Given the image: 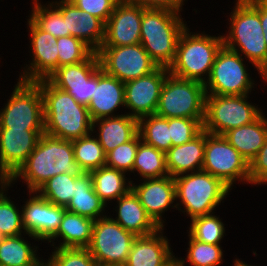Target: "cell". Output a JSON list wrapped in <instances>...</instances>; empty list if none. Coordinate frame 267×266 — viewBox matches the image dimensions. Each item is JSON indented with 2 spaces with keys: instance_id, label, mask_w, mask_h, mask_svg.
Returning a JSON list of instances; mask_svg holds the SVG:
<instances>
[{
  "instance_id": "cell-41",
  "label": "cell",
  "mask_w": 267,
  "mask_h": 266,
  "mask_svg": "<svg viewBox=\"0 0 267 266\" xmlns=\"http://www.w3.org/2000/svg\"><path fill=\"white\" fill-rule=\"evenodd\" d=\"M141 138L137 133L130 141L118 145L115 149L106 154L105 166L117 169L126 173H132L138 145Z\"/></svg>"
},
{
  "instance_id": "cell-36",
  "label": "cell",
  "mask_w": 267,
  "mask_h": 266,
  "mask_svg": "<svg viewBox=\"0 0 267 266\" xmlns=\"http://www.w3.org/2000/svg\"><path fill=\"white\" fill-rule=\"evenodd\" d=\"M31 1L32 6L28 17L41 30L52 34L56 38L70 36V32H66V21L51 2L48 1V3L43 4L41 0Z\"/></svg>"
},
{
  "instance_id": "cell-32",
  "label": "cell",
  "mask_w": 267,
  "mask_h": 266,
  "mask_svg": "<svg viewBox=\"0 0 267 266\" xmlns=\"http://www.w3.org/2000/svg\"><path fill=\"white\" fill-rule=\"evenodd\" d=\"M136 172L141 180L168 176L165 152L141 141L132 168L134 175Z\"/></svg>"
},
{
  "instance_id": "cell-40",
  "label": "cell",
  "mask_w": 267,
  "mask_h": 266,
  "mask_svg": "<svg viewBox=\"0 0 267 266\" xmlns=\"http://www.w3.org/2000/svg\"><path fill=\"white\" fill-rule=\"evenodd\" d=\"M58 68L85 61L94 51L74 36L57 38Z\"/></svg>"
},
{
  "instance_id": "cell-48",
  "label": "cell",
  "mask_w": 267,
  "mask_h": 266,
  "mask_svg": "<svg viewBox=\"0 0 267 266\" xmlns=\"http://www.w3.org/2000/svg\"><path fill=\"white\" fill-rule=\"evenodd\" d=\"M40 256L41 257L38 256L35 260H33L31 263L25 266H51V262L49 258L45 260L42 257L43 255H40Z\"/></svg>"
},
{
  "instance_id": "cell-12",
  "label": "cell",
  "mask_w": 267,
  "mask_h": 266,
  "mask_svg": "<svg viewBox=\"0 0 267 266\" xmlns=\"http://www.w3.org/2000/svg\"><path fill=\"white\" fill-rule=\"evenodd\" d=\"M136 237L106 214L94 221L87 249L98 266H125Z\"/></svg>"
},
{
  "instance_id": "cell-42",
  "label": "cell",
  "mask_w": 267,
  "mask_h": 266,
  "mask_svg": "<svg viewBox=\"0 0 267 266\" xmlns=\"http://www.w3.org/2000/svg\"><path fill=\"white\" fill-rule=\"evenodd\" d=\"M52 248L51 266H98L87 248Z\"/></svg>"
},
{
  "instance_id": "cell-2",
  "label": "cell",
  "mask_w": 267,
  "mask_h": 266,
  "mask_svg": "<svg viewBox=\"0 0 267 266\" xmlns=\"http://www.w3.org/2000/svg\"><path fill=\"white\" fill-rule=\"evenodd\" d=\"M227 15L228 31L223 44L243 56L267 83V46L259 15V0H235ZM230 17V18H229Z\"/></svg>"
},
{
  "instance_id": "cell-37",
  "label": "cell",
  "mask_w": 267,
  "mask_h": 266,
  "mask_svg": "<svg viewBox=\"0 0 267 266\" xmlns=\"http://www.w3.org/2000/svg\"><path fill=\"white\" fill-rule=\"evenodd\" d=\"M188 239L186 258L178 257L181 266H187V263L191 266H220L223 264L224 250L221 244L199 242L189 234Z\"/></svg>"
},
{
  "instance_id": "cell-25",
  "label": "cell",
  "mask_w": 267,
  "mask_h": 266,
  "mask_svg": "<svg viewBox=\"0 0 267 266\" xmlns=\"http://www.w3.org/2000/svg\"><path fill=\"white\" fill-rule=\"evenodd\" d=\"M206 145V131L202 130L190 142L172 146L166 153V168L169 176L201 171Z\"/></svg>"
},
{
  "instance_id": "cell-6",
  "label": "cell",
  "mask_w": 267,
  "mask_h": 266,
  "mask_svg": "<svg viewBox=\"0 0 267 266\" xmlns=\"http://www.w3.org/2000/svg\"><path fill=\"white\" fill-rule=\"evenodd\" d=\"M174 180L177 210L190 220L214 213L232 191L220 178L203 170L176 176Z\"/></svg>"
},
{
  "instance_id": "cell-29",
  "label": "cell",
  "mask_w": 267,
  "mask_h": 266,
  "mask_svg": "<svg viewBox=\"0 0 267 266\" xmlns=\"http://www.w3.org/2000/svg\"><path fill=\"white\" fill-rule=\"evenodd\" d=\"M106 208L107 205L93 189L91 174L84 172L80 177H76L74 196L66 210L95 221L106 216Z\"/></svg>"
},
{
  "instance_id": "cell-17",
  "label": "cell",
  "mask_w": 267,
  "mask_h": 266,
  "mask_svg": "<svg viewBox=\"0 0 267 266\" xmlns=\"http://www.w3.org/2000/svg\"><path fill=\"white\" fill-rule=\"evenodd\" d=\"M29 198L21 206L22 225L27 234L46 243L58 230L65 207L52 204L37 192H28Z\"/></svg>"
},
{
  "instance_id": "cell-3",
  "label": "cell",
  "mask_w": 267,
  "mask_h": 266,
  "mask_svg": "<svg viewBox=\"0 0 267 266\" xmlns=\"http://www.w3.org/2000/svg\"><path fill=\"white\" fill-rule=\"evenodd\" d=\"M43 97L44 131L46 134L75 140L92 132L93 120L88 108L70 94L53 86L47 79L35 81Z\"/></svg>"
},
{
  "instance_id": "cell-44",
  "label": "cell",
  "mask_w": 267,
  "mask_h": 266,
  "mask_svg": "<svg viewBox=\"0 0 267 266\" xmlns=\"http://www.w3.org/2000/svg\"><path fill=\"white\" fill-rule=\"evenodd\" d=\"M77 8L107 22L120 0H69Z\"/></svg>"
},
{
  "instance_id": "cell-43",
  "label": "cell",
  "mask_w": 267,
  "mask_h": 266,
  "mask_svg": "<svg viewBox=\"0 0 267 266\" xmlns=\"http://www.w3.org/2000/svg\"><path fill=\"white\" fill-rule=\"evenodd\" d=\"M172 146L190 142L202 130L203 124L198 119L192 118H168Z\"/></svg>"
},
{
  "instance_id": "cell-34",
  "label": "cell",
  "mask_w": 267,
  "mask_h": 266,
  "mask_svg": "<svg viewBox=\"0 0 267 266\" xmlns=\"http://www.w3.org/2000/svg\"><path fill=\"white\" fill-rule=\"evenodd\" d=\"M9 188L12 187L7 181H0V237L26 233L22 225V209L8 196Z\"/></svg>"
},
{
  "instance_id": "cell-16",
  "label": "cell",
  "mask_w": 267,
  "mask_h": 266,
  "mask_svg": "<svg viewBox=\"0 0 267 266\" xmlns=\"http://www.w3.org/2000/svg\"><path fill=\"white\" fill-rule=\"evenodd\" d=\"M169 74L166 67L124 83L125 109L128 115L140 119L156 113L163 83Z\"/></svg>"
},
{
  "instance_id": "cell-28",
  "label": "cell",
  "mask_w": 267,
  "mask_h": 266,
  "mask_svg": "<svg viewBox=\"0 0 267 266\" xmlns=\"http://www.w3.org/2000/svg\"><path fill=\"white\" fill-rule=\"evenodd\" d=\"M263 113L253 123L227 131L223 136L248 161L256 156L267 137V116Z\"/></svg>"
},
{
  "instance_id": "cell-45",
  "label": "cell",
  "mask_w": 267,
  "mask_h": 266,
  "mask_svg": "<svg viewBox=\"0 0 267 266\" xmlns=\"http://www.w3.org/2000/svg\"><path fill=\"white\" fill-rule=\"evenodd\" d=\"M249 177L251 185L267 184V137L265 144L249 163Z\"/></svg>"
},
{
  "instance_id": "cell-1",
  "label": "cell",
  "mask_w": 267,
  "mask_h": 266,
  "mask_svg": "<svg viewBox=\"0 0 267 266\" xmlns=\"http://www.w3.org/2000/svg\"><path fill=\"white\" fill-rule=\"evenodd\" d=\"M64 173L73 177L84 173L75 160L72 141L43 133L24 164L7 182L13 187L21 179L28 192H36L50 178Z\"/></svg>"
},
{
  "instance_id": "cell-5",
  "label": "cell",
  "mask_w": 267,
  "mask_h": 266,
  "mask_svg": "<svg viewBox=\"0 0 267 266\" xmlns=\"http://www.w3.org/2000/svg\"><path fill=\"white\" fill-rule=\"evenodd\" d=\"M190 25L180 34L174 62L169 66V73L183 79L205 84L216 55L223 44L222 35H210L205 31L190 32Z\"/></svg>"
},
{
  "instance_id": "cell-23",
  "label": "cell",
  "mask_w": 267,
  "mask_h": 266,
  "mask_svg": "<svg viewBox=\"0 0 267 266\" xmlns=\"http://www.w3.org/2000/svg\"><path fill=\"white\" fill-rule=\"evenodd\" d=\"M164 229L160 228L153 234L136 237L125 266L166 265L175 255L170 241L164 235Z\"/></svg>"
},
{
  "instance_id": "cell-14",
  "label": "cell",
  "mask_w": 267,
  "mask_h": 266,
  "mask_svg": "<svg viewBox=\"0 0 267 266\" xmlns=\"http://www.w3.org/2000/svg\"><path fill=\"white\" fill-rule=\"evenodd\" d=\"M30 53L29 64L24 65L19 80L37 81L46 79L58 68L57 38L41 30L30 18H27Z\"/></svg>"
},
{
  "instance_id": "cell-35",
  "label": "cell",
  "mask_w": 267,
  "mask_h": 266,
  "mask_svg": "<svg viewBox=\"0 0 267 266\" xmlns=\"http://www.w3.org/2000/svg\"><path fill=\"white\" fill-rule=\"evenodd\" d=\"M74 157L85 173H90L106 163V154L94 133L72 140Z\"/></svg>"
},
{
  "instance_id": "cell-27",
  "label": "cell",
  "mask_w": 267,
  "mask_h": 266,
  "mask_svg": "<svg viewBox=\"0 0 267 266\" xmlns=\"http://www.w3.org/2000/svg\"><path fill=\"white\" fill-rule=\"evenodd\" d=\"M93 224V219L65 210L57 232L46 243L55 248H87L92 240Z\"/></svg>"
},
{
  "instance_id": "cell-20",
  "label": "cell",
  "mask_w": 267,
  "mask_h": 266,
  "mask_svg": "<svg viewBox=\"0 0 267 266\" xmlns=\"http://www.w3.org/2000/svg\"><path fill=\"white\" fill-rule=\"evenodd\" d=\"M44 130L0 128V181H8L35 149Z\"/></svg>"
},
{
  "instance_id": "cell-49",
  "label": "cell",
  "mask_w": 267,
  "mask_h": 266,
  "mask_svg": "<svg viewBox=\"0 0 267 266\" xmlns=\"http://www.w3.org/2000/svg\"><path fill=\"white\" fill-rule=\"evenodd\" d=\"M234 265L233 266H255L253 264H247V262L245 263V261L241 260V258H235L233 261ZM257 266V265H256Z\"/></svg>"
},
{
  "instance_id": "cell-31",
  "label": "cell",
  "mask_w": 267,
  "mask_h": 266,
  "mask_svg": "<svg viewBox=\"0 0 267 266\" xmlns=\"http://www.w3.org/2000/svg\"><path fill=\"white\" fill-rule=\"evenodd\" d=\"M25 236L39 242L27 233L15 237H0V266H25L40 256L39 244H31Z\"/></svg>"
},
{
  "instance_id": "cell-10",
  "label": "cell",
  "mask_w": 267,
  "mask_h": 266,
  "mask_svg": "<svg viewBox=\"0 0 267 266\" xmlns=\"http://www.w3.org/2000/svg\"><path fill=\"white\" fill-rule=\"evenodd\" d=\"M245 61L243 56L223 45L204 84L206 95H246L255 91L257 83Z\"/></svg>"
},
{
  "instance_id": "cell-33",
  "label": "cell",
  "mask_w": 267,
  "mask_h": 266,
  "mask_svg": "<svg viewBox=\"0 0 267 266\" xmlns=\"http://www.w3.org/2000/svg\"><path fill=\"white\" fill-rule=\"evenodd\" d=\"M138 134L142 142L165 153L172 147L168 118L156 114L141 117L138 119Z\"/></svg>"
},
{
  "instance_id": "cell-38",
  "label": "cell",
  "mask_w": 267,
  "mask_h": 266,
  "mask_svg": "<svg viewBox=\"0 0 267 266\" xmlns=\"http://www.w3.org/2000/svg\"><path fill=\"white\" fill-rule=\"evenodd\" d=\"M215 213L191 219L187 233L199 242L220 244L226 236V228L223 219Z\"/></svg>"
},
{
  "instance_id": "cell-13",
  "label": "cell",
  "mask_w": 267,
  "mask_h": 266,
  "mask_svg": "<svg viewBox=\"0 0 267 266\" xmlns=\"http://www.w3.org/2000/svg\"><path fill=\"white\" fill-rule=\"evenodd\" d=\"M100 68L121 82L146 76L158 68L140 43L128 46L100 47Z\"/></svg>"
},
{
  "instance_id": "cell-11",
  "label": "cell",
  "mask_w": 267,
  "mask_h": 266,
  "mask_svg": "<svg viewBox=\"0 0 267 266\" xmlns=\"http://www.w3.org/2000/svg\"><path fill=\"white\" fill-rule=\"evenodd\" d=\"M202 170L220 178L231 189L235 187L236 181L243 185L250 184L248 161L223 135L206 131Z\"/></svg>"
},
{
  "instance_id": "cell-21",
  "label": "cell",
  "mask_w": 267,
  "mask_h": 266,
  "mask_svg": "<svg viewBox=\"0 0 267 266\" xmlns=\"http://www.w3.org/2000/svg\"><path fill=\"white\" fill-rule=\"evenodd\" d=\"M66 21V32L79 38L96 52L103 44L105 23L98 17L77 8L69 0H52Z\"/></svg>"
},
{
  "instance_id": "cell-15",
  "label": "cell",
  "mask_w": 267,
  "mask_h": 266,
  "mask_svg": "<svg viewBox=\"0 0 267 266\" xmlns=\"http://www.w3.org/2000/svg\"><path fill=\"white\" fill-rule=\"evenodd\" d=\"M100 68L96 52L85 61L57 68L46 79L70 94L79 104L88 106L94 91V73Z\"/></svg>"
},
{
  "instance_id": "cell-50",
  "label": "cell",
  "mask_w": 267,
  "mask_h": 266,
  "mask_svg": "<svg viewBox=\"0 0 267 266\" xmlns=\"http://www.w3.org/2000/svg\"><path fill=\"white\" fill-rule=\"evenodd\" d=\"M164 266H181L178 256H174L166 265Z\"/></svg>"
},
{
  "instance_id": "cell-22",
  "label": "cell",
  "mask_w": 267,
  "mask_h": 266,
  "mask_svg": "<svg viewBox=\"0 0 267 266\" xmlns=\"http://www.w3.org/2000/svg\"><path fill=\"white\" fill-rule=\"evenodd\" d=\"M120 107L125 108L124 82L99 68L94 73V91L87 106L91 119L122 115L117 112Z\"/></svg>"
},
{
  "instance_id": "cell-18",
  "label": "cell",
  "mask_w": 267,
  "mask_h": 266,
  "mask_svg": "<svg viewBox=\"0 0 267 266\" xmlns=\"http://www.w3.org/2000/svg\"><path fill=\"white\" fill-rule=\"evenodd\" d=\"M140 183L131 182V190L138 197L147 214L160 227L166 226L164 214L170 208L177 211L176 185L174 177L138 180ZM136 183V184H135ZM165 220V221H164Z\"/></svg>"
},
{
  "instance_id": "cell-8",
  "label": "cell",
  "mask_w": 267,
  "mask_h": 266,
  "mask_svg": "<svg viewBox=\"0 0 267 266\" xmlns=\"http://www.w3.org/2000/svg\"><path fill=\"white\" fill-rule=\"evenodd\" d=\"M249 95H206L203 130L224 135L257 120L264 111L248 100Z\"/></svg>"
},
{
  "instance_id": "cell-24",
  "label": "cell",
  "mask_w": 267,
  "mask_h": 266,
  "mask_svg": "<svg viewBox=\"0 0 267 266\" xmlns=\"http://www.w3.org/2000/svg\"><path fill=\"white\" fill-rule=\"evenodd\" d=\"M117 203V204H116ZM112 212L116 217L109 216L126 231L135 236H146L155 233L160 227L147 214L138 197L130 190L126 195L119 197L114 203Z\"/></svg>"
},
{
  "instance_id": "cell-19",
  "label": "cell",
  "mask_w": 267,
  "mask_h": 266,
  "mask_svg": "<svg viewBox=\"0 0 267 266\" xmlns=\"http://www.w3.org/2000/svg\"><path fill=\"white\" fill-rule=\"evenodd\" d=\"M144 9L131 0H120L105 23V37L101 47L128 46L140 43Z\"/></svg>"
},
{
  "instance_id": "cell-47",
  "label": "cell",
  "mask_w": 267,
  "mask_h": 266,
  "mask_svg": "<svg viewBox=\"0 0 267 266\" xmlns=\"http://www.w3.org/2000/svg\"><path fill=\"white\" fill-rule=\"evenodd\" d=\"M259 15L262 28L264 30V39L267 46V0H259Z\"/></svg>"
},
{
  "instance_id": "cell-39",
  "label": "cell",
  "mask_w": 267,
  "mask_h": 266,
  "mask_svg": "<svg viewBox=\"0 0 267 266\" xmlns=\"http://www.w3.org/2000/svg\"><path fill=\"white\" fill-rule=\"evenodd\" d=\"M76 177L58 174L45 182L36 192L57 206L67 207L75 191Z\"/></svg>"
},
{
  "instance_id": "cell-4",
  "label": "cell",
  "mask_w": 267,
  "mask_h": 266,
  "mask_svg": "<svg viewBox=\"0 0 267 266\" xmlns=\"http://www.w3.org/2000/svg\"><path fill=\"white\" fill-rule=\"evenodd\" d=\"M182 14L167 9L145 8L143 10L140 44L158 67L174 62L177 43L187 22Z\"/></svg>"
},
{
  "instance_id": "cell-46",
  "label": "cell",
  "mask_w": 267,
  "mask_h": 266,
  "mask_svg": "<svg viewBox=\"0 0 267 266\" xmlns=\"http://www.w3.org/2000/svg\"><path fill=\"white\" fill-rule=\"evenodd\" d=\"M132 2L144 7L155 9H167L181 13L184 3L187 0H131Z\"/></svg>"
},
{
  "instance_id": "cell-26",
  "label": "cell",
  "mask_w": 267,
  "mask_h": 266,
  "mask_svg": "<svg viewBox=\"0 0 267 266\" xmlns=\"http://www.w3.org/2000/svg\"><path fill=\"white\" fill-rule=\"evenodd\" d=\"M92 133L107 154L118 145L130 141L138 133V119L127 113L98 119L93 121Z\"/></svg>"
},
{
  "instance_id": "cell-30",
  "label": "cell",
  "mask_w": 267,
  "mask_h": 266,
  "mask_svg": "<svg viewBox=\"0 0 267 266\" xmlns=\"http://www.w3.org/2000/svg\"><path fill=\"white\" fill-rule=\"evenodd\" d=\"M95 193L107 205H111L119 197L126 195L131 190L132 178L126 173L114 168L102 166L90 172Z\"/></svg>"
},
{
  "instance_id": "cell-7",
  "label": "cell",
  "mask_w": 267,
  "mask_h": 266,
  "mask_svg": "<svg viewBox=\"0 0 267 266\" xmlns=\"http://www.w3.org/2000/svg\"><path fill=\"white\" fill-rule=\"evenodd\" d=\"M204 84L168 74L160 93L156 115L163 118H192L202 124L205 116Z\"/></svg>"
},
{
  "instance_id": "cell-9",
  "label": "cell",
  "mask_w": 267,
  "mask_h": 266,
  "mask_svg": "<svg viewBox=\"0 0 267 266\" xmlns=\"http://www.w3.org/2000/svg\"><path fill=\"white\" fill-rule=\"evenodd\" d=\"M16 80L11 96L0 108V128L44 130L40 86L35 81Z\"/></svg>"
}]
</instances>
